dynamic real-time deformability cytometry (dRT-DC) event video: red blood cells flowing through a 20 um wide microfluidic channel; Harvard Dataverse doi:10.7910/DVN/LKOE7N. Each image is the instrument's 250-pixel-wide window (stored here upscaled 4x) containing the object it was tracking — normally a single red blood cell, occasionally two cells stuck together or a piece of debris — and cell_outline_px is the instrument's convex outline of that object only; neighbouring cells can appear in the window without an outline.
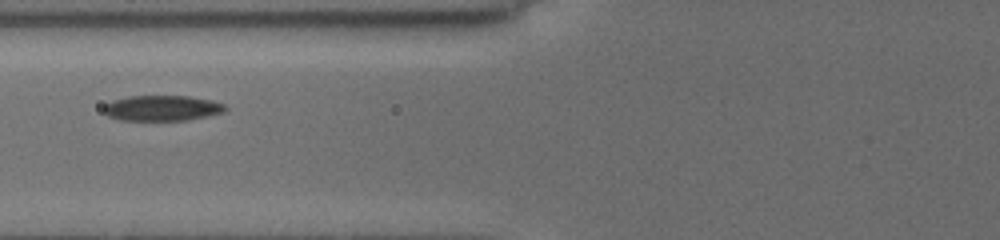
{"species": "common noctule bat (a hibernating species)", "species_latin": "Nyctalus noctula", "temperature_condition": "cold", "stored_images_in_passage": 7, "camera_frame_rate_fps": 3000, "um_per_image_px": 0.085, "animal": {"sex": "female", "body_mass_g": 19.5, "forearm_length_mm": 54.1}, "frame": {"image": 1, "passage_image": 2, "time_ms": 1.0, "image_size_px": [1000, 240], "cell_outline_px": [[228, 108], [224, 112], [188, 120], [120, 120], [108, 116], [104, 112], [104, 104], [112, 100], [128, 96], [188, 96], [212, 100], [224, 104]], "centroid_in_image_um": [13.77, 9.18], "position_along_channel_um": 112.0, "area_um2": 18.09}}
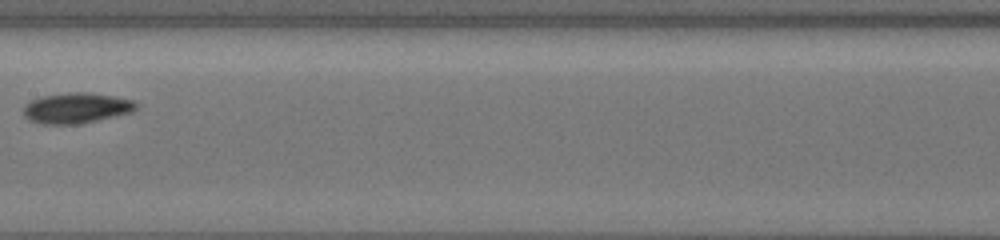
{"frame": {"image": 2, "passage_image": 4, "time_ms": 3.333, "image_size_px": [1000, 240], "cell_outline_px": [[140, 104], [132, 112], [80, 124], [44, 124], [32, 120], [24, 116], [24, 108], [32, 100], [44, 96], [76, 92], [88, 92], [112, 96], [132, 100]], "centroid_in_image_um": [6.55, 9.19], "position_along_channel_um": 200.9, "area_um2": 19.65}}
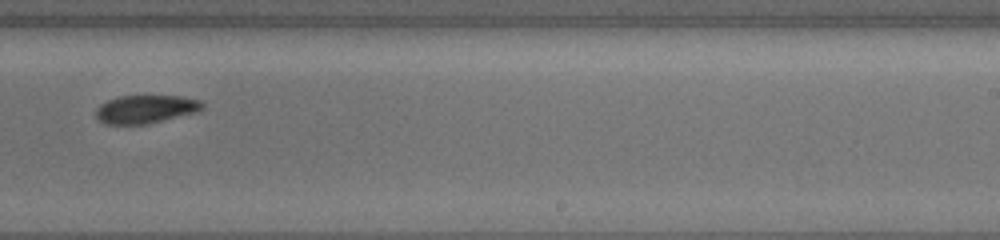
{"frame": {"image": 3, "passage_image": 6, "time_ms": 5.333, "image_size_px": [1000, 240], "cell_outline_px": [[204, 108], [196, 112], [144, 124], [104, 124], [96, 116], [96, 108], [100, 104], [108, 100], [120, 96], [184, 96], [200, 100], [204, 104]], "centroid_in_image_um": [12.38, 9.26], "position_along_channel_um": 276.6, "area_um2": 17.34}}